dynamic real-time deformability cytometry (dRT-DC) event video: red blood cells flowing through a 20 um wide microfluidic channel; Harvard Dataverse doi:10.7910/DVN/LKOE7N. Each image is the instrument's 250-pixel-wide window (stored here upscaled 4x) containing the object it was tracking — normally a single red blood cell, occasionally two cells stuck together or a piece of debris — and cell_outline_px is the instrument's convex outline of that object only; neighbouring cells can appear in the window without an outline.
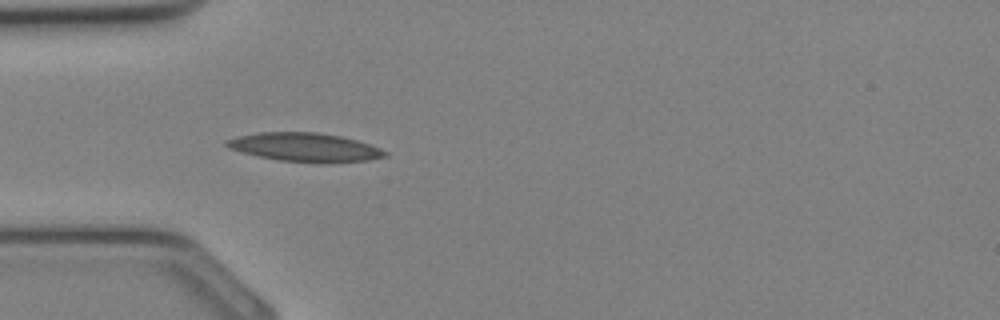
{"species": "Egyptian fruit bat (a non-hibernating species)", "species_latin": "Rousettus aegyptiacus", "temperature_condition": "cold", "stored_images_in_passage": 25, "camera_frame_rate_fps": 3000, "um_per_image_px": 0.085, "animal": {"sex": "female"}, "frame": {"image": 1, "passage_image": 2, "time_ms": 0.333, "image_size_px": [1000, 320], "cell_outline_px": [[388, 156], [368, 160], [320, 164], [280, 160], [256, 156], [228, 148], [224, 144], [228, 140], [236, 136], [260, 132], [316, 132], [340, 136], [356, 140], [380, 148], [388, 152]], "centroid_in_image_um": [25.92, 12.53], "position_along_channel_um": 59.1, "area_um2": 26.65}}
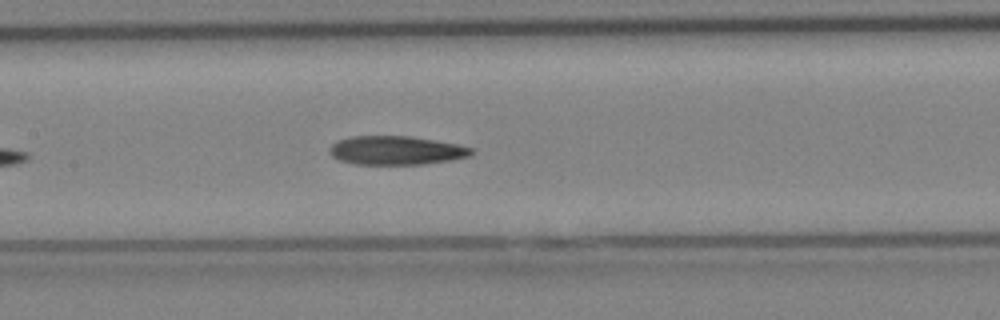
{"frame": {"image": 2, "passage_image": 8, "time_ms": 2.333, "image_size_px": [1000, 320], "cell_outline_px": [[476, 152], [472, 156], [452, 160], [424, 164], [356, 164], [340, 160], [332, 156], [328, 152], [328, 148], [332, 144], [340, 140], [352, 136], [412, 136], [456, 144], [472, 148]], "centroid_in_image_um": [33.7, 12.78], "position_along_channel_um": 173.7, "area_um2": 23.87}}
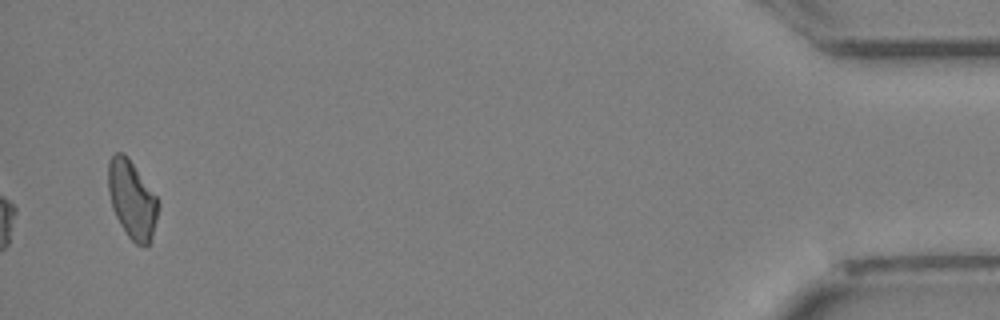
{"frame": {"image": 3, "passage_image": 25, "time_ms": 8.0, "image_size_px": [1000, 320], "cell_outline_px": [[160, 204], [152, 236], [148, 244], [144, 248], [136, 244], [128, 236], [120, 224], [112, 208], [108, 192], [108, 160], [116, 152], [124, 152], [128, 156], [156, 196]], "centroid_in_image_um": [11.21, 16.94], "position_along_channel_um": 424.0, "area_um2": 22.77}}